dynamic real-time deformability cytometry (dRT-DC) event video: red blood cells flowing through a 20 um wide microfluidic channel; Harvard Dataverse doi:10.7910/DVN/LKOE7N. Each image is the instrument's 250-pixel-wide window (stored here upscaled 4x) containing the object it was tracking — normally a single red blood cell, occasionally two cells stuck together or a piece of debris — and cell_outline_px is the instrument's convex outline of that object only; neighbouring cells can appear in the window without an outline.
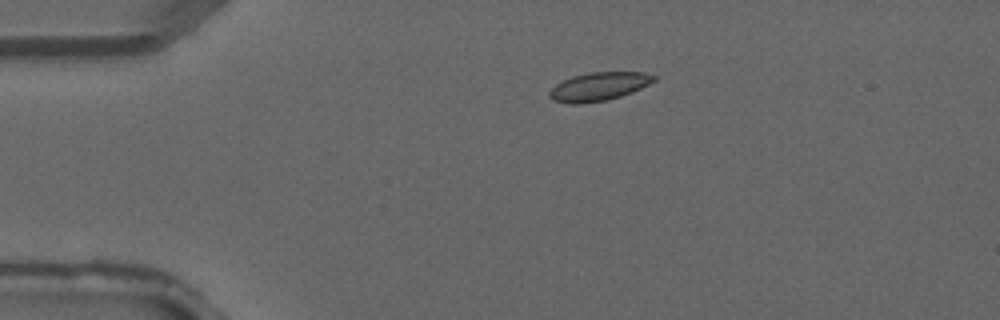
{"species": "common noctule bat (a hibernating species)", "species_latin": "Nyctalus noctula", "temperature_condition": "warm", "stored_images_in_passage": 1, "camera_frame_rate_fps": 3000, "um_per_image_px": 0.085, "animal": {"sex": "male", "forearm_length_mm": 52.5}, "frame": {"image": 1, "passage_image": 1, "time_ms": 0.0, "image_size_px": [1000, 320], "cell_outline_px": [[656, 80], [632, 92], [620, 96], [604, 100], [580, 104], [572, 104], [552, 100], [548, 96], [548, 92], [556, 84], [572, 76], [588, 72], [644, 72], [656, 76]], "centroid_in_image_um": [50.87, 7.35], "position_along_channel_um": 34.1, "area_um2": 17.22}}